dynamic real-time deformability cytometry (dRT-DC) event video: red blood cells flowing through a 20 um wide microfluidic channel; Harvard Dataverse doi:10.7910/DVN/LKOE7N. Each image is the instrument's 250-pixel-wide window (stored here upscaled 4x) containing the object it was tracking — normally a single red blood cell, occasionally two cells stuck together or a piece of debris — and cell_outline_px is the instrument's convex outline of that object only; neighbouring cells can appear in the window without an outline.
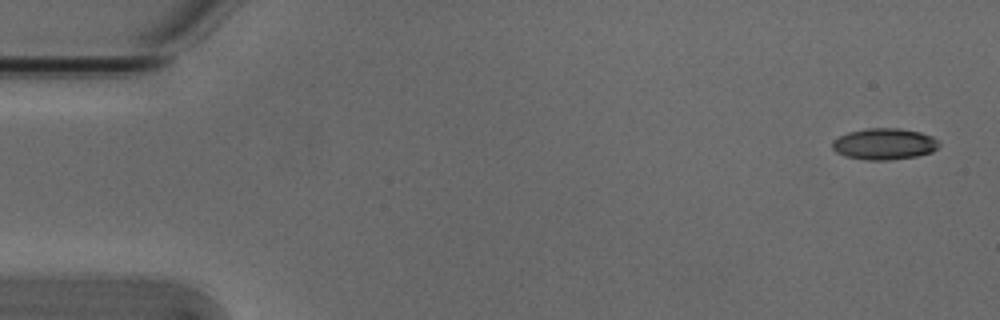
{"species": "Egyptian fruit bat (a non-hibernating species)", "species_latin": "Rousettus aegyptiacus", "temperature_condition": "cold", "stored_images_in_passage": 5, "camera_frame_rate_fps": 3000, "um_per_image_px": 0.085, "animal": {"sex": "male"}, "frame": {"image": 1, "passage_image": 1, "time_ms": 0.0, "image_size_px": [1000, 320], "cell_outline_px": [[940, 144], [932, 152], [916, 156], [888, 160], [868, 160], [844, 156], [836, 152], [832, 148], [832, 140], [848, 132], [864, 128], [896, 128], [920, 132], [932, 136], [940, 140]], "centroid_in_image_um": [75.16, 12.23], "position_along_channel_um": 9.8, "area_um2": 19.59}}
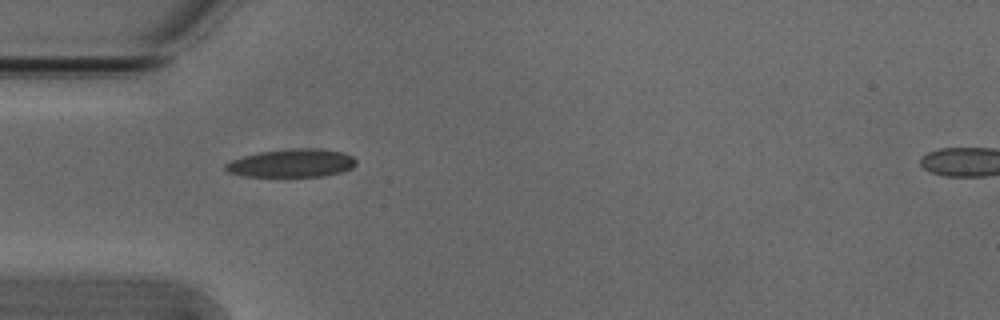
{"frame": {"image": 2, "passage_image": 4, "time_ms": 1.0, "image_size_px": [1000, 320], "cell_outline_px": [[356, 164], [352, 168], [340, 172], [324, 176], [244, 176], [228, 172], [224, 168], [224, 164], [232, 160], [256, 152], [288, 148], [320, 148], [344, 152], [352, 156], [356, 160]], "centroid_in_image_um": [24.8, 13.85], "position_along_channel_um": 60.2, "area_um2": 21.62}}
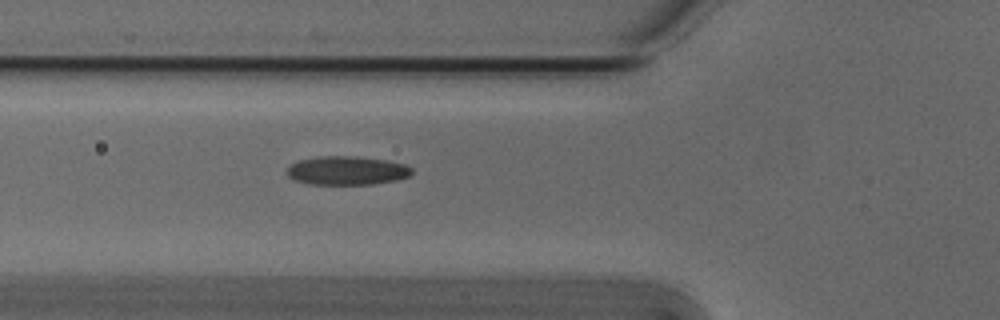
{"frame": {"image": 3, "passage_image": 5, "time_ms": 1.333, "image_size_px": [1000, 320], "cell_outline_px": [[412, 172], [408, 176], [396, 180], [372, 184], [308, 184], [296, 180], [288, 176], [288, 168], [292, 164], [300, 160], [320, 156], [356, 156], [388, 160], [404, 164], [412, 168]], "centroid_in_image_um": [29.51, 14.49], "position_along_channel_um": 96.3, "area_um2": 20.75}}